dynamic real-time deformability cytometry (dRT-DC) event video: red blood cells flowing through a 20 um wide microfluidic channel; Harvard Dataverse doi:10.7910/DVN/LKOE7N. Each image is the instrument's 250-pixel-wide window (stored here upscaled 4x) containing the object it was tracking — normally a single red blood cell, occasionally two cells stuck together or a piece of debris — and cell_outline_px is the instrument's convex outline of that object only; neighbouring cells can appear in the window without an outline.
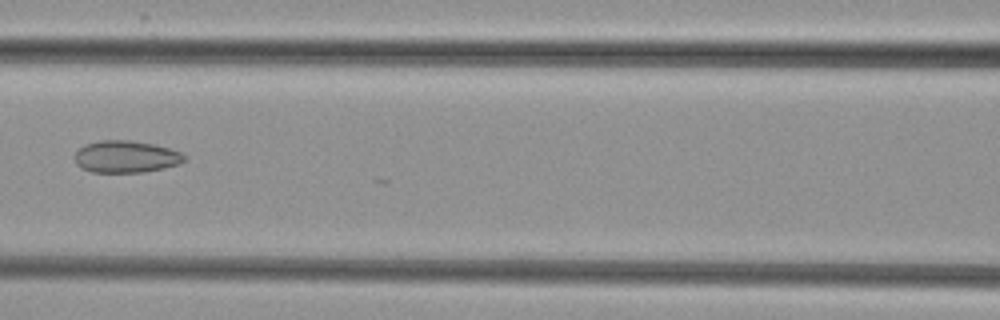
{"species": "common noctule bat (a hibernating species)", "species_latin": "Nyctalus noctula", "temperature_condition": "cold", "stored_images_in_passage": 7, "camera_frame_rate_fps": 3000, "um_per_image_px": 0.085, "animal": {"sex": "female", "body_mass_g": 29.2, "forearm_length_mm": 56.3}, "frame": {"image": 1, "passage_image": 7, "time_ms": 8.0, "image_size_px": [1000, 320], "cell_outline_px": [[188, 156], [180, 164], [164, 168], [144, 172], [92, 172], [80, 168], [76, 164], [76, 152], [84, 144], [100, 140], [132, 140], [152, 144], [168, 148], [180, 152]], "centroid_in_image_um": [10.71, 13.32], "position_along_channel_um": 155.9, "area_um2": 20.52}}